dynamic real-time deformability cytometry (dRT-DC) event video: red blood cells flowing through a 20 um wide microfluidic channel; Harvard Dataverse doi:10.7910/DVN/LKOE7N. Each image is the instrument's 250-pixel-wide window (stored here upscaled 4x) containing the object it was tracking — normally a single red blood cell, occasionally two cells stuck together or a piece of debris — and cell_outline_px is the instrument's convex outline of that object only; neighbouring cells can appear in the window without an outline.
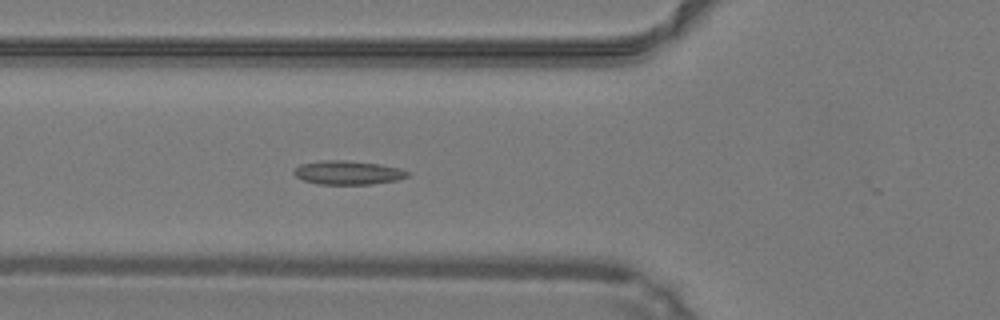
{"species": "common noctule bat (a hibernating species)", "species_latin": "Nyctalus noctula", "temperature_condition": "warm", "stored_images_in_passage": 19, "camera_frame_rate_fps": 3000, "um_per_image_px": 0.085, "animal": {"sex": "male", "body_mass_g": 19.2, "forearm_length_mm": 51.8}, "frame": {"image": 1, "passage_image": 18, "time_ms": 5.667, "image_size_px": [1000, 320], "cell_outline_px": [[408, 176], [396, 180], [372, 184], [320, 184], [304, 180], [296, 176], [292, 172], [300, 164], [320, 160], [344, 160], [380, 164], [400, 168], [408, 172]], "centroid_in_image_um": [29.55, 14.66], "position_along_channel_um": 96.2, "area_um2": 15.66}}